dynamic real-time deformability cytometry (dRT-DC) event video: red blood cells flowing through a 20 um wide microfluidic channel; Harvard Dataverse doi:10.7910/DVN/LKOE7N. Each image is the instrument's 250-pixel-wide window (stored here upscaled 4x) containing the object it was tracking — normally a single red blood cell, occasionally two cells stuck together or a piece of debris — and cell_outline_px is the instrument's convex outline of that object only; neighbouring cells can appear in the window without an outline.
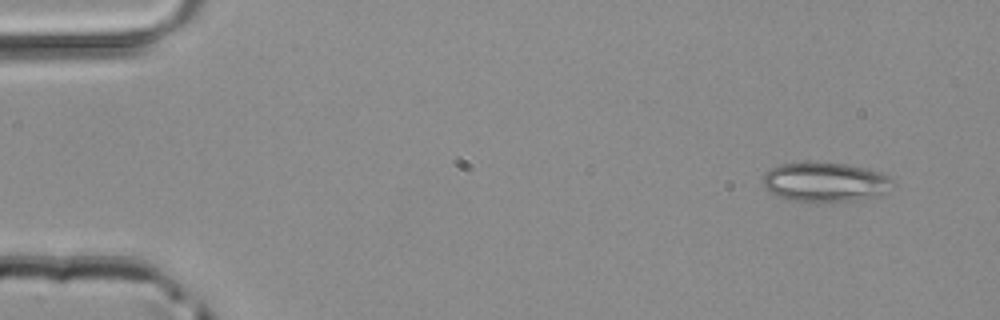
{"species": "common noctule bat (a hibernating species)", "species_latin": "Nyctalus noctula", "temperature_condition": "room temperature", "stored_images_in_passage": 46, "camera_frame_rate_fps": 3000, "um_per_image_px": 0.085, "animal": {"sex": "male", "body_mass_g": 20.4}, "frame": {"image": 1, "passage_image": 1, "time_ms": 0.0, "image_size_px": [1000, 320], "cell_outline_px": [[892, 184], [880, 196], [832, 204], [816, 204], [788, 200], [768, 192], [764, 184], [764, 176], [772, 168], [780, 164], [804, 160], [808, 160], [848, 164], [880, 172], [892, 176]], "centroid_in_image_um": [70.13, 15.49], "position_along_channel_um": 14.9, "area_um2": 31.04}}
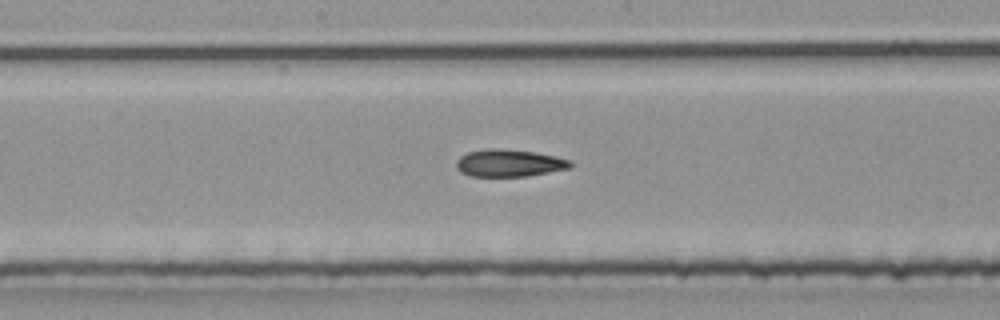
{"frame": {"image": 2, "passage_image": 23, "time_ms": 7.333, "image_size_px": [1000, 320], "cell_outline_px": [[572, 168], [528, 176], [472, 176], [460, 172], [456, 168], [456, 160], [460, 156], [468, 152], [488, 148], [500, 148], [532, 152], [556, 156], [572, 160]], "centroid_in_image_um": [43.29, 13.86], "position_along_channel_um": 204.9, "area_um2": 18.26}}
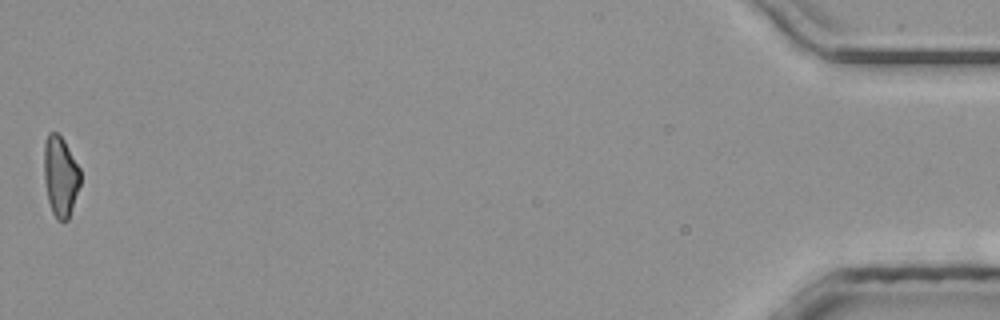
{"frame": {"image": 3, "passage_image": 46, "time_ms": 15.0, "image_size_px": [1000, 320], "cell_outline_px": [[80, 184], [68, 220], [56, 220], [52, 212], [48, 200], [44, 180], [44, 140], [48, 132], [56, 132], [64, 140], [80, 168]], "centroid_in_image_um": [5.12, 14.96], "position_along_channel_um": 430.1, "area_um2": 17.05}}